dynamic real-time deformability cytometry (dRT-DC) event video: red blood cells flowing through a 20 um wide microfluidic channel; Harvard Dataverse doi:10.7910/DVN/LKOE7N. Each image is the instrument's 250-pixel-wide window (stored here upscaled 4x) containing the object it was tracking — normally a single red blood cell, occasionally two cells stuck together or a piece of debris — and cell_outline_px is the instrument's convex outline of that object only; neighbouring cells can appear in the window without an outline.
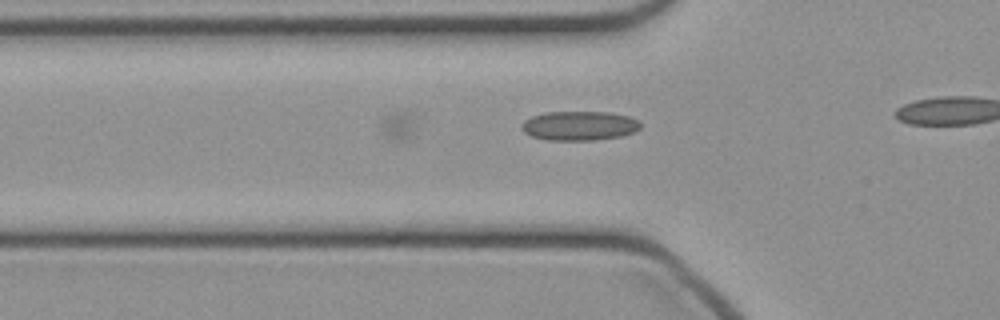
{"species": "common noctule bat (a hibernating species)", "species_latin": "Nyctalus noctula", "temperature_condition": "cold", "stored_images_in_passage": 4, "camera_frame_rate_fps": 3000, "um_per_image_px": 0.085, "animal": {"sex": "female", "body_mass_g": 21.9}, "frame": {"image": 1, "passage_image": 4, "time_ms": 1.0, "image_size_px": [1000, 320], "cell_outline_px": [[640, 128], [624, 136], [592, 140], [548, 140], [532, 136], [524, 132], [520, 128], [520, 124], [524, 120], [532, 116], [544, 112], [608, 112], [628, 116], [640, 120]], "centroid_in_image_um": [49.23, 10.68], "position_along_channel_um": 76.6, "area_um2": 20.4}}